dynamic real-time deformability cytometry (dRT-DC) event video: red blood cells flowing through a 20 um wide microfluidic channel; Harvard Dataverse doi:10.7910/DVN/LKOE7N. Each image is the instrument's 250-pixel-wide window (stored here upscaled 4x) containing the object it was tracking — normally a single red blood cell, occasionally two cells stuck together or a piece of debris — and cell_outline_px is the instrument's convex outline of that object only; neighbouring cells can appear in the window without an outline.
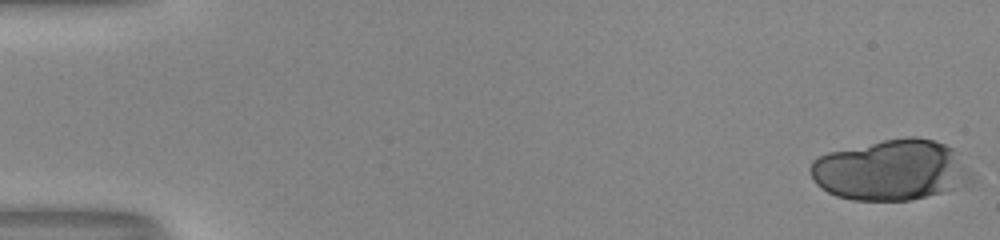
{"species": "human", "species_latin": "Homo sapiens", "temperature_condition": "room temperature", "stored_images_in_passage": 24, "camera_frame_rate_fps": 3000, "um_per_image_px": 0.085, "donor": {"sex": "male"}, "frame": {"image": 1, "passage_image": 1, "time_ms": 0.0, "image_size_px": [1000, 240], "cell_outline_px": [[976, 180], [940, 192], [908, 200], [852, 200], [836, 196], [820, 188], [816, 184], [808, 172], [808, 168], [812, 160], [828, 152], [884, 140], [908, 136], [916, 136], [932, 140], [944, 144], [952, 148], [972, 172]], "centroid_in_image_um": [75.69, 14.45], "position_along_channel_um": 9.3, "area_um2": 56.82}}